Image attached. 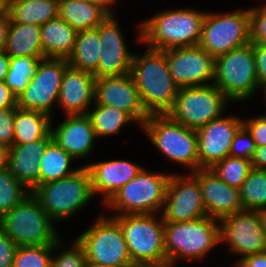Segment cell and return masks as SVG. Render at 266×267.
Instances as JSON below:
<instances>
[{
    "mask_svg": "<svg viewBox=\"0 0 266 267\" xmlns=\"http://www.w3.org/2000/svg\"><path fill=\"white\" fill-rule=\"evenodd\" d=\"M206 12L190 8L166 9L138 24L137 41L156 50L196 46Z\"/></svg>",
    "mask_w": 266,
    "mask_h": 267,
    "instance_id": "cell-1",
    "label": "cell"
},
{
    "mask_svg": "<svg viewBox=\"0 0 266 267\" xmlns=\"http://www.w3.org/2000/svg\"><path fill=\"white\" fill-rule=\"evenodd\" d=\"M142 55L133 53L131 74L142 105L149 114H166L173 106L179 87L168 68L162 50L146 47Z\"/></svg>",
    "mask_w": 266,
    "mask_h": 267,
    "instance_id": "cell-2",
    "label": "cell"
},
{
    "mask_svg": "<svg viewBox=\"0 0 266 267\" xmlns=\"http://www.w3.org/2000/svg\"><path fill=\"white\" fill-rule=\"evenodd\" d=\"M211 217L192 221L164 222L167 267L181 259L201 260L220 244V223Z\"/></svg>",
    "mask_w": 266,
    "mask_h": 267,
    "instance_id": "cell-3",
    "label": "cell"
},
{
    "mask_svg": "<svg viewBox=\"0 0 266 267\" xmlns=\"http://www.w3.org/2000/svg\"><path fill=\"white\" fill-rule=\"evenodd\" d=\"M31 193L55 223L75 216L94 198L85 165L67 177L38 185Z\"/></svg>",
    "mask_w": 266,
    "mask_h": 267,
    "instance_id": "cell-4",
    "label": "cell"
},
{
    "mask_svg": "<svg viewBox=\"0 0 266 267\" xmlns=\"http://www.w3.org/2000/svg\"><path fill=\"white\" fill-rule=\"evenodd\" d=\"M0 229L18 246L54 245L61 238L32 193L1 216Z\"/></svg>",
    "mask_w": 266,
    "mask_h": 267,
    "instance_id": "cell-5",
    "label": "cell"
},
{
    "mask_svg": "<svg viewBox=\"0 0 266 267\" xmlns=\"http://www.w3.org/2000/svg\"><path fill=\"white\" fill-rule=\"evenodd\" d=\"M164 157L182 164L189 173L199 169L198 136L195 129L172 120L167 114H152L141 127Z\"/></svg>",
    "mask_w": 266,
    "mask_h": 267,
    "instance_id": "cell-6",
    "label": "cell"
},
{
    "mask_svg": "<svg viewBox=\"0 0 266 267\" xmlns=\"http://www.w3.org/2000/svg\"><path fill=\"white\" fill-rule=\"evenodd\" d=\"M170 176L143 167L136 177L112 196L105 207L116 210L117 213L111 216L157 214L163 209Z\"/></svg>",
    "mask_w": 266,
    "mask_h": 267,
    "instance_id": "cell-7",
    "label": "cell"
},
{
    "mask_svg": "<svg viewBox=\"0 0 266 267\" xmlns=\"http://www.w3.org/2000/svg\"><path fill=\"white\" fill-rule=\"evenodd\" d=\"M158 214L113 216L120 224L134 264L167 267L164 249V222Z\"/></svg>",
    "mask_w": 266,
    "mask_h": 267,
    "instance_id": "cell-8",
    "label": "cell"
},
{
    "mask_svg": "<svg viewBox=\"0 0 266 267\" xmlns=\"http://www.w3.org/2000/svg\"><path fill=\"white\" fill-rule=\"evenodd\" d=\"M213 84L229 101H244L260 88L253 43L216 57Z\"/></svg>",
    "mask_w": 266,
    "mask_h": 267,
    "instance_id": "cell-9",
    "label": "cell"
},
{
    "mask_svg": "<svg viewBox=\"0 0 266 267\" xmlns=\"http://www.w3.org/2000/svg\"><path fill=\"white\" fill-rule=\"evenodd\" d=\"M105 215L98 214L94 224L76 237L84 249L87 263L112 267L132 266L134 263L119 222L113 216Z\"/></svg>",
    "mask_w": 266,
    "mask_h": 267,
    "instance_id": "cell-10",
    "label": "cell"
},
{
    "mask_svg": "<svg viewBox=\"0 0 266 267\" xmlns=\"http://www.w3.org/2000/svg\"><path fill=\"white\" fill-rule=\"evenodd\" d=\"M251 43L249 9L229 13L207 12L199 46L215 58Z\"/></svg>",
    "mask_w": 266,
    "mask_h": 267,
    "instance_id": "cell-11",
    "label": "cell"
},
{
    "mask_svg": "<svg viewBox=\"0 0 266 267\" xmlns=\"http://www.w3.org/2000/svg\"><path fill=\"white\" fill-rule=\"evenodd\" d=\"M228 103L229 100L213 83L182 87L177 92L172 108L166 114L187 128L197 130L221 117Z\"/></svg>",
    "mask_w": 266,
    "mask_h": 267,
    "instance_id": "cell-12",
    "label": "cell"
},
{
    "mask_svg": "<svg viewBox=\"0 0 266 267\" xmlns=\"http://www.w3.org/2000/svg\"><path fill=\"white\" fill-rule=\"evenodd\" d=\"M68 66L66 59H41L35 75L17 98V107L40 111L52 118V109L58 104L62 78Z\"/></svg>",
    "mask_w": 266,
    "mask_h": 267,
    "instance_id": "cell-13",
    "label": "cell"
},
{
    "mask_svg": "<svg viewBox=\"0 0 266 267\" xmlns=\"http://www.w3.org/2000/svg\"><path fill=\"white\" fill-rule=\"evenodd\" d=\"M220 223V242L231 253L244 256L266 252V234L258 211L241 210L223 217Z\"/></svg>",
    "mask_w": 266,
    "mask_h": 267,
    "instance_id": "cell-14",
    "label": "cell"
},
{
    "mask_svg": "<svg viewBox=\"0 0 266 267\" xmlns=\"http://www.w3.org/2000/svg\"><path fill=\"white\" fill-rule=\"evenodd\" d=\"M162 210L163 222L192 221L207 216L200 184L191 173H171Z\"/></svg>",
    "mask_w": 266,
    "mask_h": 267,
    "instance_id": "cell-15",
    "label": "cell"
},
{
    "mask_svg": "<svg viewBox=\"0 0 266 267\" xmlns=\"http://www.w3.org/2000/svg\"><path fill=\"white\" fill-rule=\"evenodd\" d=\"M164 52L169 72L179 88L213 83L216 58L199 45L173 48Z\"/></svg>",
    "mask_w": 266,
    "mask_h": 267,
    "instance_id": "cell-16",
    "label": "cell"
},
{
    "mask_svg": "<svg viewBox=\"0 0 266 267\" xmlns=\"http://www.w3.org/2000/svg\"><path fill=\"white\" fill-rule=\"evenodd\" d=\"M94 103L113 106L126 112L142 127L149 117L145 111L139 91L131 73L123 76L95 78Z\"/></svg>",
    "mask_w": 266,
    "mask_h": 267,
    "instance_id": "cell-17",
    "label": "cell"
},
{
    "mask_svg": "<svg viewBox=\"0 0 266 267\" xmlns=\"http://www.w3.org/2000/svg\"><path fill=\"white\" fill-rule=\"evenodd\" d=\"M243 125L239 116H221L198 128L199 169H210L215 163L230 156L233 138Z\"/></svg>",
    "mask_w": 266,
    "mask_h": 267,
    "instance_id": "cell-18",
    "label": "cell"
},
{
    "mask_svg": "<svg viewBox=\"0 0 266 267\" xmlns=\"http://www.w3.org/2000/svg\"><path fill=\"white\" fill-rule=\"evenodd\" d=\"M96 28L101 42V54L94 77L123 76L131 73L133 52L127 47L116 16L108 15Z\"/></svg>",
    "mask_w": 266,
    "mask_h": 267,
    "instance_id": "cell-19",
    "label": "cell"
},
{
    "mask_svg": "<svg viewBox=\"0 0 266 267\" xmlns=\"http://www.w3.org/2000/svg\"><path fill=\"white\" fill-rule=\"evenodd\" d=\"M198 180L208 217L217 220L243 210L239 189L227 185L211 169L191 172Z\"/></svg>",
    "mask_w": 266,
    "mask_h": 267,
    "instance_id": "cell-20",
    "label": "cell"
},
{
    "mask_svg": "<svg viewBox=\"0 0 266 267\" xmlns=\"http://www.w3.org/2000/svg\"><path fill=\"white\" fill-rule=\"evenodd\" d=\"M83 165L89 171L93 195L95 197L101 194L103 205L143 168L139 164L123 159L88 162Z\"/></svg>",
    "mask_w": 266,
    "mask_h": 267,
    "instance_id": "cell-21",
    "label": "cell"
},
{
    "mask_svg": "<svg viewBox=\"0 0 266 267\" xmlns=\"http://www.w3.org/2000/svg\"><path fill=\"white\" fill-rule=\"evenodd\" d=\"M65 117L55 128L51 123L53 141L75 159L89 156L97 139L90 118L87 114Z\"/></svg>",
    "mask_w": 266,
    "mask_h": 267,
    "instance_id": "cell-22",
    "label": "cell"
},
{
    "mask_svg": "<svg viewBox=\"0 0 266 267\" xmlns=\"http://www.w3.org/2000/svg\"><path fill=\"white\" fill-rule=\"evenodd\" d=\"M94 94V75L69 65L62 78L57 106L65 115L87 114L94 104Z\"/></svg>",
    "mask_w": 266,
    "mask_h": 267,
    "instance_id": "cell-23",
    "label": "cell"
},
{
    "mask_svg": "<svg viewBox=\"0 0 266 267\" xmlns=\"http://www.w3.org/2000/svg\"><path fill=\"white\" fill-rule=\"evenodd\" d=\"M52 140L50 131L42 139L9 147L7 168L30 191L39 185L40 160Z\"/></svg>",
    "mask_w": 266,
    "mask_h": 267,
    "instance_id": "cell-24",
    "label": "cell"
},
{
    "mask_svg": "<svg viewBox=\"0 0 266 267\" xmlns=\"http://www.w3.org/2000/svg\"><path fill=\"white\" fill-rule=\"evenodd\" d=\"M40 28L45 58L68 60L74 49L77 31L60 17L48 21Z\"/></svg>",
    "mask_w": 266,
    "mask_h": 267,
    "instance_id": "cell-25",
    "label": "cell"
},
{
    "mask_svg": "<svg viewBox=\"0 0 266 267\" xmlns=\"http://www.w3.org/2000/svg\"><path fill=\"white\" fill-rule=\"evenodd\" d=\"M39 25L10 22L3 51L10 57L45 58L41 45Z\"/></svg>",
    "mask_w": 266,
    "mask_h": 267,
    "instance_id": "cell-26",
    "label": "cell"
},
{
    "mask_svg": "<svg viewBox=\"0 0 266 267\" xmlns=\"http://www.w3.org/2000/svg\"><path fill=\"white\" fill-rule=\"evenodd\" d=\"M58 17L78 32L96 28L108 14L87 0H59Z\"/></svg>",
    "mask_w": 266,
    "mask_h": 267,
    "instance_id": "cell-27",
    "label": "cell"
},
{
    "mask_svg": "<svg viewBox=\"0 0 266 267\" xmlns=\"http://www.w3.org/2000/svg\"><path fill=\"white\" fill-rule=\"evenodd\" d=\"M6 7L11 21L41 26L58 17L59 0H6Z\"/></svg>",
    "mask_w": 266,
    "mask_h": 267,
    "instance_id": "cell-28",
    "label": "cell"
},
{
    "mask_svg": "<svg viewBox=\"0 0 266 267\" xmlns=\"http://www.w3.org/2000/svg\"><path fill=\"white\" fill-rule=\"evenodd\" d=\"M52 122L51 117L43 112L17 107L14 114V145L44 138L51 131Z\"/></svg>",
    "mask_w": 266,
    "mask_h": 267,
    "instance_id": "cell-29",
    "label": "cell"
},
{
    "mask_svg": "<svg viewBox=\"0 0 266 267\" xmlns=\"http://www.w3.org/2000/svg\"><path fill=\"white\" fill-rule=\"evenodd\" d=\"M101 42L97 28L78 31L68 64L76 69L94 74L98 70Z\"/></svg>",
    "mask_w": 266,
    "mask_h": 267,
    "instance_id": "cell-30",
    "label": "cell"
},
{
    "mask_svg": "<svg viewBox=\"0 0 266 267\" xmlns=\"http://www.w3.org/2000/svg\"><path fill=\"white\" fill-rule=\"evenodd\" d=\"M74 159L52 140L40 160L39 185L62 179L78 171L82 165L71 167Z\"/></svg>",
    "mask_w": 266,
    "mask_h": 267,
    "instance_id": "cell-31",
    "label": "cell"
},
{
    "mask_svg": "<svg viewBox=\"0 0 266 267\" xmlns=\"http://www.w3.org/2000/svg\"><path fill=\"white\" fill-rule=\"evenodd\" d=\"M94 108L87 115L91 120L96 137H106L119 134L120 129L131 122H135L126 112L113 106L93 104Z\"/></svg>",
    "mask_w": 266,
    "mask_h": 267,
    "instance_id": "cell-32",
    "label": "cell"
},
{
    "mask_svg": "<svg viewBox=\"0 0 266 267\" xmlns=\"http://www.w3.org/2000/svg\"><path fill=\"white\" fill-rule=\"evenodd\" d=\"M243 210L266 209V170L252 169L239 188Z\"/></svg>",
    "mask_w": 266,
    "mask_h": 267,
    "instance_id": "cell-33",
    "label": "cell"
},
{
    "mask_svg": "<svg viewBox=\"0 0 266 267\" xmlns=\"http://www.w3.org/2000/svg\"><path fill=\"white\" fill-rule=\"evenodd\" d=\"M39 62L40 59L36 57H10L5 83L16 98L26 89L29 81L35 75Z\"/></svg>",
    "mask_w": 266,
    "mask_h": 267,
    "instance_id": "cell-34",
    "label": "cell"
},
{
    "mask_svg": "<svg viewBox=\"0 0 266 267\" xmlns=\"http://www.w3.org/2000/svg\"><path fill=\"white\" fill-rule=\"evenodd\" d=\"M210 169L227 185L239 189L253 167L251 160L228 156Z\"/></svg>",
    "mask_w": 266,
    "mask_h": 267,
    "instance_id": "cell-35",
    "label": "cell"
},
{
    "mask_svg": "<svg viewBox=\"0 0 266 267\" xmlns=\"http://www.w3.org/2000/svg\"><path fill=\"white\" fill-rule=\"evenodd\" d=\"M31 191L8 170H0V216L22 202Z\"/></svg>",
    "mask_w": 266,
    "mask_h": 267,
    "instance_id": "cell-36",
    "label": "cell"
},
{
    "mask_svg": "<svg viewBox=\"0 0 266 267\" xmlns=\"http://www.w3.org/2000/svg\"><path fill=\"white\" fill-rule=\"evenodd\" d=\"M54 245L18 246L13 267H51Z\"/></svg>",
    "mask_w": 266,
    "mask_h": 267,
    "instance_id": "cell-37",
    "label": "cell"
},
{
    "mask_svg": "<svg viewBox=\"0 0 266 267\" xmlns=\"http://www.w3.org/2000/svg\"><path fill=\"white\" fill-rule=\"evenodd\" d=\"M71 247H65V244L59 239L54 244V251H58L59 255L52 256L51 267H86L87 261L82 245L73 240ZM65 247V248H64ZM57 249V250H56ZM61 249V250H60Z\"/></svg>",
    "mask_w": 266,
    "mask_h": 267,
    "instance_id": "cell-38",
    "label": "cell"
},
{
    "mask_svg": "<svg viewBox=\"0 0 266 267\" xmlns=\"http://www.w3.org/2000/svg\"><path fill=\"white\" fill-rule=\"evenodd\" d=\"M256 150V144L248 130L242 125L233 138L230 156L251 160Z\"/></svg>",
    "mask_w": 266,
    "mask_h": 267,
    "instance_id": "cell-39",
    "label": "cell"
},
{
    "mask_svg": "<svg viewBox=\"0 0 266 267\" xmlns=\"http://www.w3.org/2000/svg\"><path fill=\"white\" fill-rule=\"evenodd\" d=\"M251 43L266 46V4L249 8Z\"/></svg>",
    "mask_w": 266,
    "mask_h": 267,
    "instance_id": "cell-40",
    "label": "cell"
},
{
    "mask_svg": "<svg viewBox=\"0 0 266 267\" xmlns=\"http://www.w3.org/2000/svg\"><path fill=\"white\" fill-rule=\"evenodd\" d=\"M17 106L0 109V143L14 145V114Z\"/></svg>",
    "mask_w": 266,
    "mask_h": 267,
    "instance_id": "cell-41",
    "label": "cell"
},
{
    "mask_svg": "<svg viewBox=\"0 0 266 267\" xmlns=\"http://www.w3.org/2000/svg\"><path fill=\"white\" fill-rule=\"evenodd\" d=\"M243 126L248 130L256 147L266 146V117L259 115L243 119Z\"/></svg>",
    "mask_w": 266,
    "mask_h": 267,
    "instance_id": "cell-42",
    "label": "cell"
},
{
    "mask_svg": "<svg viewBox=\"0 0 266 267\" xmlns=\"http://www.w3.org/2000/svg\"><path fill=\"white\" fill-rule=\"evenodd\" d=\"M18 245L0 229V267H13Z\"/></svg>",
    "mask_w": 266,
    "mask_h": 267,
    "instance_id": "cell-43",
    "label": "cell"
},
{
    "mask_svg": "<svg viewBox=\"0 0 266 267\" xmlns=\"http://www.w3.org/2000/svg\"><path fill=\"white\" fill-rule=\"evenodd\" d=\"M254 58L259 85L266 83V46L253 43Z\"/></svg>",
    "mask_w": 266,
    "mask_h": 267,
    "instance_id": "cell-44",
    "label": "cell"
},
{
    "mask_svg": "<svg viewBox=\"0 0 266 267\" xmlns=\"http://www.w3.org/2000/svg\"><path fill=\"white\" fill-rule=\"evenodd\" d=\"M233 267H266V252L244 256Z\"/></svg>",
    "mask_w": 266,
    "mask_h": 267,
    "instance_id": "cell-45",
    "label": "cell"
},
{
    "mask_svg": "<svg viewBox=\"0 0 266 267\" xmlns=\"http://www.w3.org/2000/svg\"><path fill=\"white\" fill-rule=\"evenodd\" d=\"M10 22L11 15L8 8L5 6L0 10V51L4 49Z\"/></svg>",
    "mask_w": 266,
    "mask_h": 267,
    "instance_id": "cell-46",
    "label": "cell"
},
{
    "mask_svg": "<svg viewBox=\"0 0 266 267\" xmlns=\"http://www.w3.org/2000/svg\"><path fill=\"white\" fill-rule=\"evenodd\" d=\"M17 106V98L7 87L5 81L0 82V109Z\"/></svg>",
    "mask_w": 266,
    "mask_h": 267,
    "instance_id": "cell-47",
    "label": "cell"
},
{
    "mask_svg": "<svg viewBox=\"0 0 266 267\" xmlns=\"http://www.w3.org/2000/svg\"><path fill=\"white\" fill-rule=\"evenodd\" d=\"M251 163L254 169L266 170V146L256 147Z\"/></svg>",
    "mask_w": 266,
    "mask_h": 267,
    "instance_id": "cell-48",
    "label": "cell"
},
{
    "mask_svg": "<svg viewBox=\"0 0 266 267\" xmlns=\"http://www.w3.org/2000/svg\"><path fill=\"white\" fill-rule=\"evenodd\" d=\"M89 3L99 6L102 10H104L108 15H115L113 13L112 7L115 5L118 0H87Z\"/></svg>",
    "mask_w": 266,
    "mask_h": 267,
    "instance_id": "cell-49",
    "label": "cell"
},
{
    "mask_svg": "<svg viewBox=\"0 0 266 267\" xmlns=\"http://www.w3.org/2000/svg\"><path fill=\"white\" fill-rule=\"evenodd\" d=\"M9 64H10V56L4 51H0V82L5 81Z\"/></svg>",
    "mask_w": 266,
    "mask_h": 267,
    "instance_id": "cell-50",
    "label": "cell"
},
{
    "mask_svg": "<svg viewBox=\"0 0 266 267\" xmlns=\"http://www.w3.org/2000/svg\"><path fill=\"white\" fill-rule=\"evenodd\" d=\"M9 147L0 143V170L7 167Z\"/></svg>",
    "mask_w": 266,
    "mask_h": 267,
    "instance_id": "cell-51",
    "label": "cell"
},
{
    "mask_svg": "<svg viewBox=\"0 0 266 267\" xmlns=\"http://www.w3.org/2000/svg\"><path fill=\"white\" fill-rule=\"evenodd\" d=\"M259 212V215L261 217L262 226L264 228V232L266 234V209H262Z\"/></svg>",
    "mask_w": 266,
    "mask_h": 267,
    "instance_id": "cell-52",
    "label": "cell"
},
{
    "mask_svg": "<svg viewBox=\"0 0 266 267\" xmlns=\"http://www.w3.org/2000/svg\"><path fill=\"white\" fill-rule=\"evenodd\" d=\"M129 267H159L156 265H151V264H133L132 266Z\"/></svg>",
    "mask_w": 266,
    "mask_h": 267,
    "instance_id": "cell-53",
    "label": "cell"
},
{
    "mask_svg": "<svg viewBox=\"0 0 266 267\" xmlns=\"http://www.w3.org/2000/svg\"><path fill=\"white\" fill-rule=\"evenodd\" d=\"M86 267H112V266H106V265H100V264H90L87 263Z\"/></svg>",
    "mask_w": 266,
    "mask_h": 267,
    "instance_id": "cell-54",
    "label": "cell"
},
{
    "mask_svg": "<svg viewBox=\"0 0 266 267\" xmlns=\"http://www.w3.org/2000/svg\"><path fill=\"white\" fill-rule=\"evenodd\" d=\"M259 89H262L263 90V94L266 97V83L261 84Z\"/></svg>",
    "mask_w": 266,
    "mask_h": 267,
    "instance_id": "cell-55",
    "label": "cell"
},
{
    "mask_svg": "<svg viewBox=\"0 0 266 267\" xmlns=\"http://www.w3.org/2000/svg\"><path fill=\"white\" fill-rule=\"evenodd\" d=\"M6 6V0H0V10Z\"/></svg>",
    "mask_w": 266,
    "mask_h": 267,
    "instance_id": "cell-56",
    "label": "cell"
},
{
    "mask_svg": "<svg viewBox=\"0 0 266 267\" xmlns=\"http://www.w3.org/2000/svg\"><path fill=\"white\" fill-rule=\"evenodd\" d=\"M24 1H33V2H36V1H39V0H24Z\"/></svg>",
    "mask_w": 266,
    "mask_h": 267,
    "instance_id": "cell-57",
    "label": "cell"
}]
</instances>
